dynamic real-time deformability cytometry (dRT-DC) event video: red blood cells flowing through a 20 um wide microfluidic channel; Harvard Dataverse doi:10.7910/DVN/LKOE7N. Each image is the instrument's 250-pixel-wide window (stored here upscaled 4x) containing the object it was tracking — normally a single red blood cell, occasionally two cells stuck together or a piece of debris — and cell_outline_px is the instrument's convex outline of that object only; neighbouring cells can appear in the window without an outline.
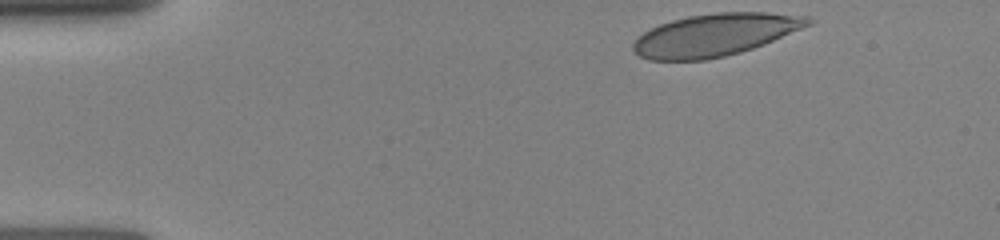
{"species": "human", "species_latin": "Homo sapiens", "temperature_condition": "room temperature", "stored_images_in_passage": 3, "camera_frame_rate_fps": 3000, "um_per_image_px": 0.085, "donor": {"sex": "female"}, "frame": {"image": 1, "passage_image": 1, "time_ms": 0.0, "image_size_px": [1000, 240], "cell_outline_px": [[812, 24], [764, 44], [740, 52], [708, 60], [648, 60], [640, 56], [632, 48], [632, 44], [644, 32], [660, 24], [672, 20], [688, 16], [716, 12], [764, 12], [808, 16], [812, 20]], "centroid_in_image_um": [60.78, 2.96], "position_along_channel_um": 24.2, "area_um2": 42.95}}